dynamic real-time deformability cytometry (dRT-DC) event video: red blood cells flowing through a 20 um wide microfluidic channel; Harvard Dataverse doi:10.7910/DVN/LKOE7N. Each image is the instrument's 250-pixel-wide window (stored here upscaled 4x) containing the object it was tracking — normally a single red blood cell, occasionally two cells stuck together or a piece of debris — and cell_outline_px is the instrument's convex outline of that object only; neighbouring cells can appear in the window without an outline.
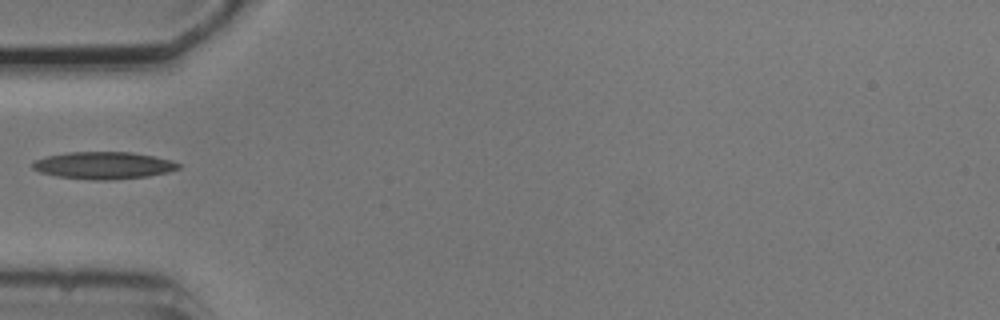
{"species": "common noctule bat (a hibernating species)", "species_latin": "Nyctalus noctula", "temperature_condition": "cold", "stored_images_in_passage": 1, "camera_frame_rate_fps": 3000, "um_per_image_px": 0.085, "animal": {"sex": "male", "body_mass_g": 20.5, "forearm_length_mm": 52.5}, "frame": {"image": 1, "passage_image": 1, "time_ms": 0.0, "image_size_px": [1000, 320], "cell_outline_px": [[180, 168], [168, 172], [148, 176], [108, 180], [92, 180], [56, 176], [40, 172], [32, 168], [32, 160], [48, 156], [68, 152], [132, 152], [172, 160], [180, 164]], "centroid_in_image_um": [8.79, 14.06], "position_along_channel_um": 76.2, "area_um2": 23.12}}